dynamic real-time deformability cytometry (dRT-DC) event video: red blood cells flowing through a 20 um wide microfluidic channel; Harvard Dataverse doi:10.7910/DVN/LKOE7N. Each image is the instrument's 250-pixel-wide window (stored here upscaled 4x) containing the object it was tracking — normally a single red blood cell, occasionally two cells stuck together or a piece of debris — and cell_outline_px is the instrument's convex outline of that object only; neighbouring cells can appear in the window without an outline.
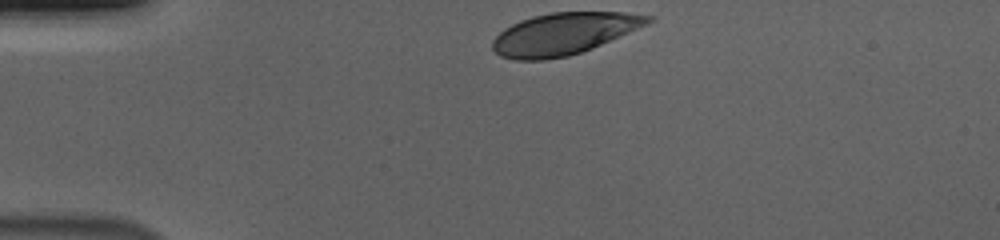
{"species": "human", "species_latin": "Homo sapiens", "temperature_condition": "cold", "stored_images_in_passage": 35, "camera_frame_rate_fps": 3000, "um_per_image_px": 0.085, "donor": {"sex": "male"}, "frame": {"image": 1, "passage_image": 1, "time_ms": 0.0, "image_size_px": [1000, 240], "cell_outline_px": [[652, 20], [648, 24], [592, 48], [568, 56], [544, 60], [516, 60], [500, 56], [492, 48], [492, 40], [504, 28], [520, 20], [532, 16], [552, 12], [624, 12], [652, 16]], "centroid_in_image_um": [47.89, 2.87], "position_along_channel_um": 37.1, "area_um2": 37.74}}
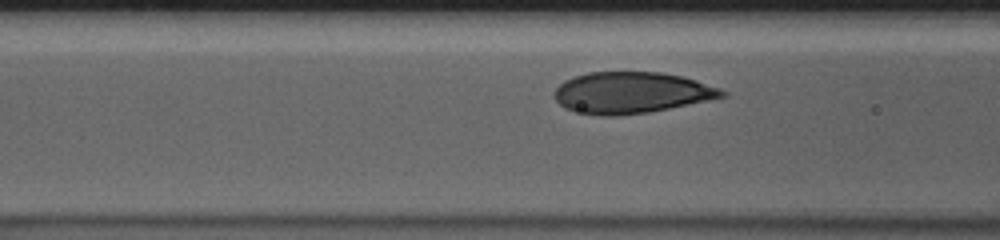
{"frame": {"image": 2, "passage_image": 11, "time_ms": 3.333, "image_size_px": [1000, 240], "cell_outline_px": [[728, 96], [648, 112], [616, 116], [600, 116], [580, 112], [564, 108], [552, 96], [552, 92], [564, 80], [572, 76], [588, 72], [660, 72], [680, 76], [696, 80], [720, 88], [728, 92]], "centroid_in_image_um": [53.63, 7.87], "position_along_channel_um": 113.0, "area_um2": 40.46}}
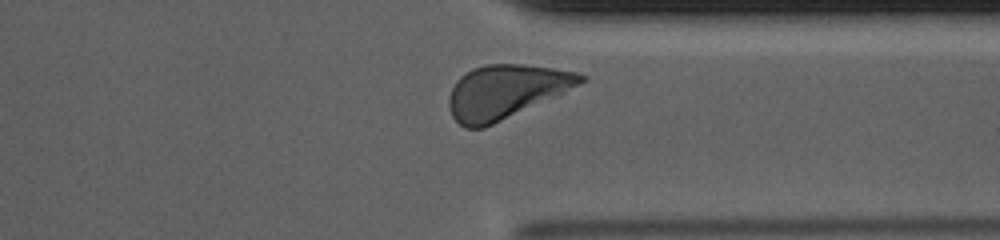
{"frame": {"image": 3, "passage_image": 32, "time_ms": 10.333, "image_size_px": [1000, 240], "cell_outline_px": [[588, 80], [580, 84], [484, 128], [464, 128], [452, 116], [448, 104], [448, 100], [452, 88], [456, 80], [460, 76], [472, 68], [484, 64], [520, 64], [552, 68], [576, 72], [588, 76]], "centroid_in_image_um": [42.95, 7.77], "position_along_channel_um": 368.5, "area_um2": 40.69}, "authors_computed_cell_mechanics": {"area_um2": 40.2866, "velocity_mm_per_s": 3.6539, "shape_relaxation_time_tau1_ms": 2.7986, "shape_relaxation_time_tau2_ms": null, "deformation_change_tau1": 0.1518, "deformation_change_tau2": null}}